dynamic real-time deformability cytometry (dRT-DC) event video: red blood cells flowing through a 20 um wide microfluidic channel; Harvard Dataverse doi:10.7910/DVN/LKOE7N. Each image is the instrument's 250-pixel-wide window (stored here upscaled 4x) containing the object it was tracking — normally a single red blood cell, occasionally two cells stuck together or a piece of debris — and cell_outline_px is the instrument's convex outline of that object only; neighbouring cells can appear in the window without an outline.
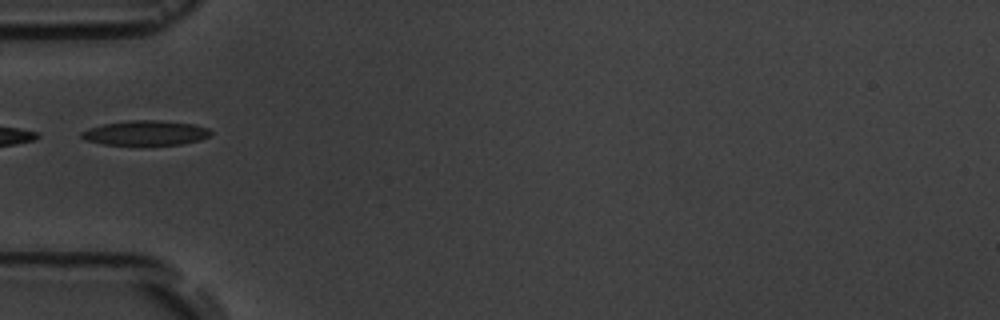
{"species": "common noctule bat (a hibernating species)", "species_latin": "Nyctalus noctula", "temperature_condition": "room temperature", "stored_images_in_passage": 6, "camera_frame_rate_fps": 3000, "um_per_image_px": 0.085, "animal": {"sex": "male", "body_mass_g": 19.5, "forearm_length_mm": 54.6}, "frame": {"image": 1, "passage_image": 6, "time_ms": 5.667, "image_size_px": [1000, 320], "cell_outline_px": [[212, 132], [208, 136], [200, 140], [184, 144], [104, 144], [84, 140], [80, 136], [80, 132], [88, 128], [104, 124], [128, 120], [160, 120], [196, 124], [208, 128]], "centroid_in_image_um": [12.38, 11.28], "position_along_channel_um": 72.6, "area_um2": 18.61}}